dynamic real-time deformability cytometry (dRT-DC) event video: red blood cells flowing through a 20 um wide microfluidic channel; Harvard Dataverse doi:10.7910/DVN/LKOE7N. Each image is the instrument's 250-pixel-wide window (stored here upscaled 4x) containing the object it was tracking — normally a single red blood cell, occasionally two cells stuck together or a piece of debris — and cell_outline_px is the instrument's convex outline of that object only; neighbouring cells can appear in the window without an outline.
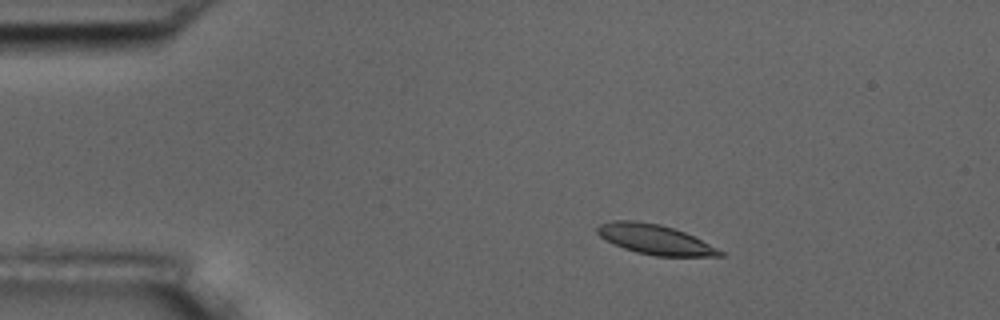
{"species": "common noctule bat (a hibernating species)", "species_latin": "Nyctalus noctula", "temperature_condition": "room temperature", "stored_images_in_passage": 5, "camera_frame_rate_fps": 3000, "um_per_image_px": 0.085, "animal": {"sex": "male", "body_mass_g": 17.5, "forearm_length_mm": 52.3}, "frame": {"image": 1, "passage_image": 3, "time_ms": 0.667, "image_size_px": [1000, 320], "cell_outline_px": [[724, 256], [656, 256], [636, 252], [624, 248], [600, 236], [596, 232], [596, 228], [600, 224], [612, 220], [636, 220], [660, 224], [684, 232], [724, 252]], "centroid_in_image_um": [55.64, 20.34], "position_along_channel_um": 29.4, "area_um2": 20.98}}